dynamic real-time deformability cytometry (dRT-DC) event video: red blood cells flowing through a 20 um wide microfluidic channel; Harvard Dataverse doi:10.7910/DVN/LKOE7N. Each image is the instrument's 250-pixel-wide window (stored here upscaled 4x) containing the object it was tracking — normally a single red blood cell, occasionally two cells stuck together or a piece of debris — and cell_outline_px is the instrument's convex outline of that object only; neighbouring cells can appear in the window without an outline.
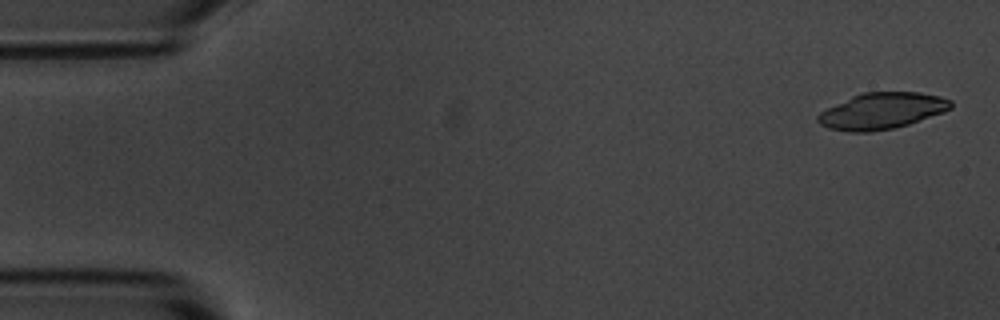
{"species": "common noctule bat (a hibernating species)", "species_latin": "Nyctalus noctula", "temperature_condition": "room temperature", "stored_images_in_passage": 6, "camera_frame_rate_fps": 3000, "um_per_image_px": 0.085, "animal": {"sex": "male", "body_mass_g": 20.1, "forearm_length_mm": 53.5}, "frame": {"image": 1, "passage_image": 1, "time_ms": 0.0, "image_size_px": [1000, 320], "cell_outline_px": [[952, 108], [944, 112], [908, 124], [892, 128], [872, 132], [848, 132], [828, 128], [820, 124], [816, 120], [816, 116], [820, 112], [852, 96], [864, 92], [920, 92], [940, 96], [952, 100]], "centroid_in_image_um": [74.96, 9.43], "position_along_channel_um": 10.0, "area_um2": 28.09}}